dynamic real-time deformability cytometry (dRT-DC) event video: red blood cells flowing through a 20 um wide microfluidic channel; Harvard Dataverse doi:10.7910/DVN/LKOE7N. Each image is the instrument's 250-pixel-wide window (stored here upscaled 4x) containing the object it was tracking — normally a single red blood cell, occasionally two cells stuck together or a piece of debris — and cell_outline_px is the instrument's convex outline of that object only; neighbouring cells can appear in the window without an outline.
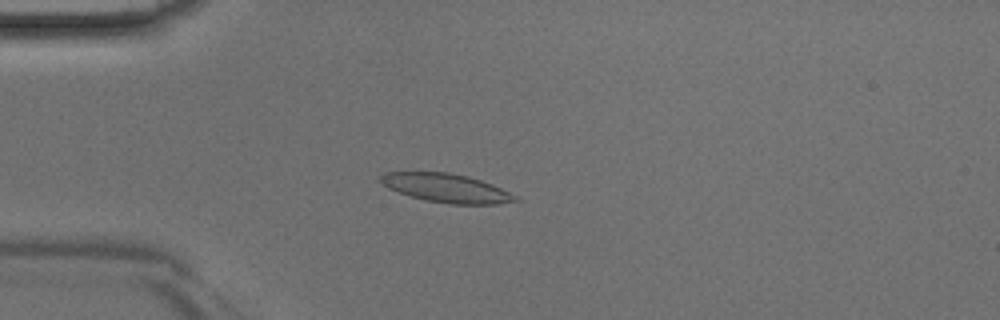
{"species": "Egyptian fruit bat (a non-hibernating species)", "species_latin": "Rousettus aegyptiacus", "temperature_condition": "room temperature", "stored_images_in_passage": 46, "camera_frame_rate_fps": 3000, "um_per_image_px": 0.085, "animal": {"sex": "male"}, "frame": {"image": 1, "passage_image": 13, "time_ms": 4.0, "image_size_px": [1000, 320], "cell_outline_px": [[520, 200], [500, 204], [448, 204], [424, 200], [388, 188], [376, 180], [384, 172], [448, 172], [468, 176], [492, 184], [516, 196]], "centroid_in_image_um": [37.91, 15.98], "position_along_channel_um": 47.1, "area_um2": 22.54}}
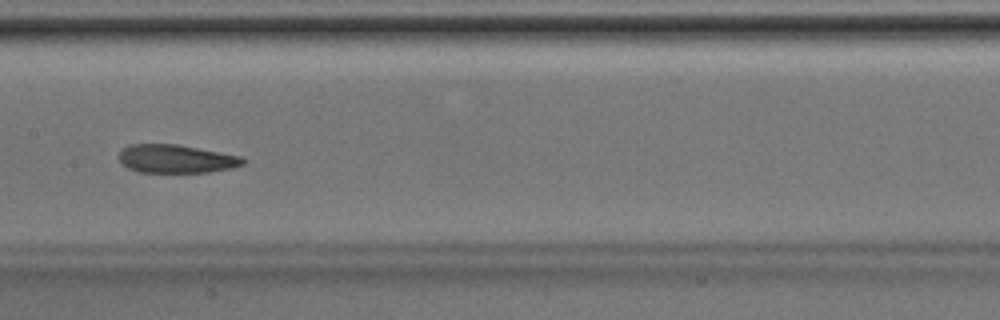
{"frame": {"image": 2, "passage_image": 24, "time_ms": 7.667, "image_size_px": [1000, 320], "cell_outline_px": [[248, 160], [244, 164], [232, 168], [208, 172], [140, 172], [128, 168], [120, 160], [120, 152], [128, 144], [176, 144], [220, 152], [240, 156]], "centroid_in_image_um": [15.0, 13.5], "position_along_channel_um": 192.4, "area_um2": 20.35}}
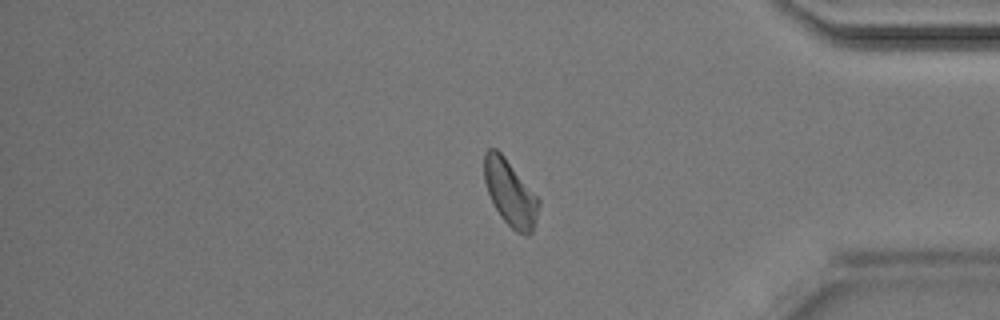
{"frame": {"image": 3, "passage_image": 39, "time_ms": 12.667, "image_size_px": [1000, 320], "cell_outline_px": [[540, 204], [536, 220], [532, 232], [528, 236], [516, 232], [500, 216], [488, 192], [484, 180], [484, 152], [488, 148], [496, 148], [504, 156], [540, 200]], "centroid_in_image_um": [43.36, 16.4], "position_along_channel_um": 391.8, "area_um2": 20.69}}